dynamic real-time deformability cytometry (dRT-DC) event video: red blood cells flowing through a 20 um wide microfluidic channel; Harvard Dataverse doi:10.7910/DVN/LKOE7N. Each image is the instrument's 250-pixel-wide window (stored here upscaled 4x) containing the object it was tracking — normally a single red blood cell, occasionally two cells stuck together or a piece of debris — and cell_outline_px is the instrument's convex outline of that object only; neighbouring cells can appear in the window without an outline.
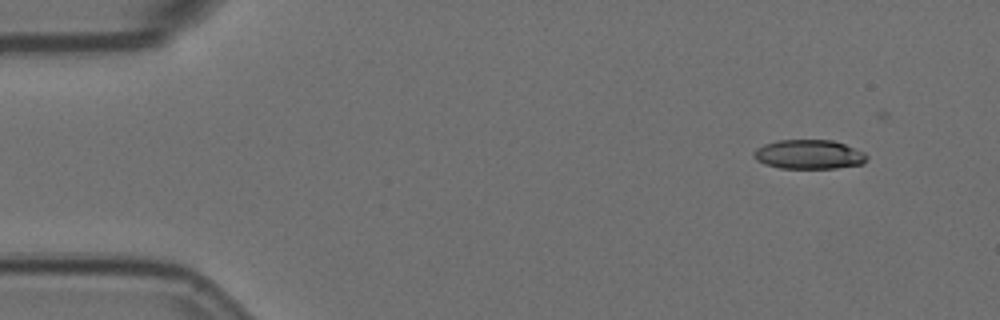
{"species": "Egyptian fruit bat (a non-hibernating species)", "species_latin": "Rousettus aegyptiacus", "temperature_condition": "room temperature", "stored_images_in_passage": 45, "camera_frame_rate_fps": 3000, "um_per_image_px": 0.085, "animal": {"sex": "female"}, "frame": {"image": 1, "passage_image": 1, "time_ms": 0.0, "image_size_px": [1000, 320], "cell_outline_px": [[868, 156], [864, 164], [836, 168], [780, 168], [764, 164], [756, 160], [752, 156], [752, 152], [756, 148], [764, 144], [776, 140], [832, 140], [844, 144], [864, 152]], "centroid_in_image_um": [68.73, 13.13], "position_along_channel_um": 16.3, "area_um2": 19.42}}
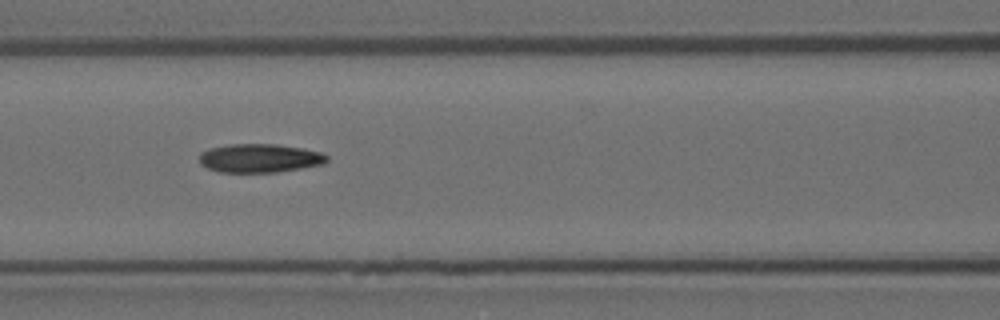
{"frame": {"image": 2, "passage_image": 20, "time_ms": 6.333, "image_size_px": [1000, 320], "cell_outline_px": [[328, 160], [324, 164], [276, 172], [220, 172], [208, 168], [200, 164], [200, 152], [208, 148], [228, 144], [276, 144], [304, 148], [320, 152], [328, 156]], "centroid_in_image_um": [22.06, 13.43], "position_along_channel_um": 144.5, "area_um2": 21.39}}
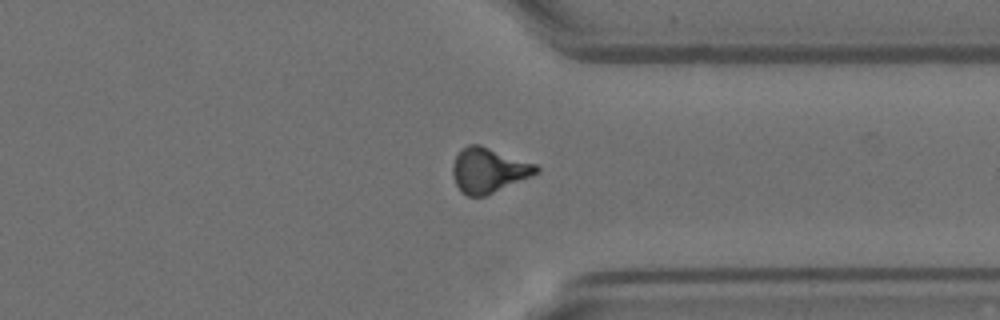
{"frame": {"image": 3, "passage_image": 39, "time_ms": 12.667, "image_size_px": [1000, 320], "cell_outline_px": [[540, 172], [484, 196], [468, 196], [460, 192], [452, 176], [452, 164], [456, 156], [468, 144], [480, 144], [536, 164], [540, 168]], "centroid_in_image_um": [41.51, 14.47], "position_along_channel_um": 369.9, "area_um2": 21.73}}